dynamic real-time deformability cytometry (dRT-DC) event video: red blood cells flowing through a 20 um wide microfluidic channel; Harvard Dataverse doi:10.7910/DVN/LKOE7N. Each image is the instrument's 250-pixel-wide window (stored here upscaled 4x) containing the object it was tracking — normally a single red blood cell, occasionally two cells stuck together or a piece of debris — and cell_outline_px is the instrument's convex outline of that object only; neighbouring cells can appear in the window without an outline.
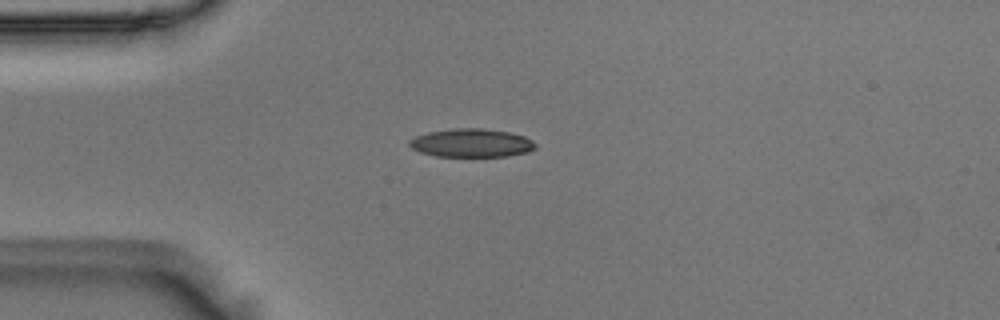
{"species": "Egyptian fruit bat (a non-hibernating species)", "species_latin": "Rousettus aegyptiacus", "temperature_condition": "room temperature", "stored_images_in_passage": 3, "camera_frame_rate_fps": 3000, "um_per_image_px": 0.085, "animal": {"sex": "male"}, "frame": {"image": 1, "passage_image": 1, "time_ms": 0.0, "image_size_px": [1000, 320], "cell_outline_px": [[536, 148], [528, 152], [508, 156], [436, 156], [420, 152], [412, 148], [408, 144], [408, 140], [416, 136], [428, 132], [452, 128], [480, 128], [508, 132], [524, 136], [532, 140], [536, 144]], "centroid_in_image_um": [40.07, 12.15], "position_along_channel_um": 44.9, "area_um2": 20.87}}
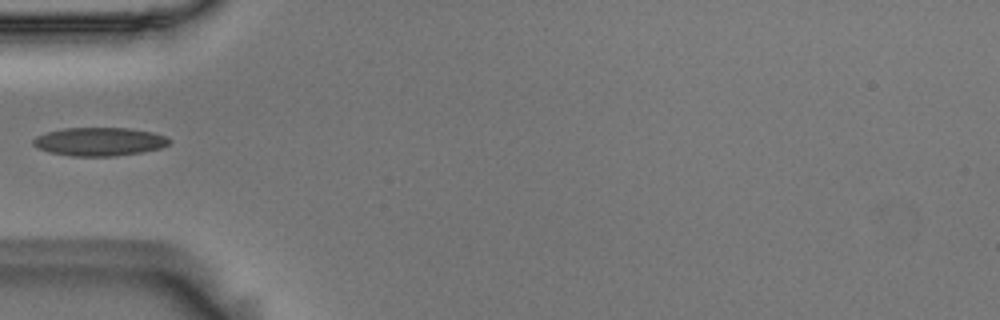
{"frame": {"image": 2, "passage_image": 2, "time_ms": 0.333, "image_size_px": [1000, 320], "cell_outline_px": [[172, 140], [168, 144], [160, 148], [140, 152], [116, 156], [72, 156], [48, 152], [36, 148], [32, 144], [32, 140], [36, 136], [48, 132], [64, 128], [128, 128], [152, 132], [164, 136]], "centroid_in_image_um": [8.41, 12.04], "position_along_channel_um": 76.6, "area_um2": 22.48}}
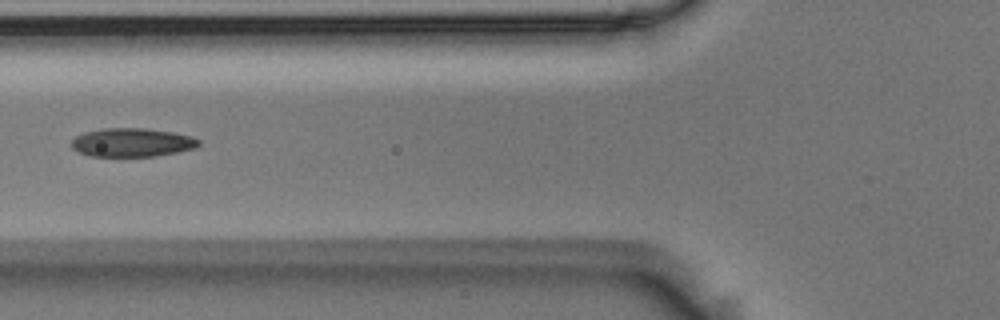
{"frame": {"image": 3, "passage_image": 3, "time_ms": 0.667, "image_size_px": [1000, 320], "cell_outline_px": [[200, 144], [196, 148], [156, 156], [88, 156], [72, 148], [72, 140], [76, 136], [84, 132], [100, 128], [144, 128], [172, 132], [192, 136], [200, 140]], "centroid_in_image_um": [11.23, 12.1], "position_along_channel_um": 114.6, "area_um2": 21.27}}